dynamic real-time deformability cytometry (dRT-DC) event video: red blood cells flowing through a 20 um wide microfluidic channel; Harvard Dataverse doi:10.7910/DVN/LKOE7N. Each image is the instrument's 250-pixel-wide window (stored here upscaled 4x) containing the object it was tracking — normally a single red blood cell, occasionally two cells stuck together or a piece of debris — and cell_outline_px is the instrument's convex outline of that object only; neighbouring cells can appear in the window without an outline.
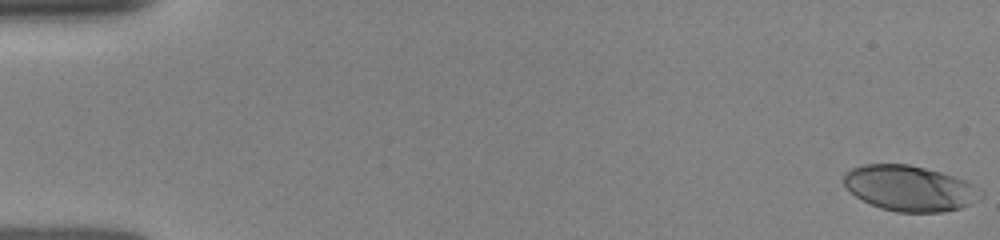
{"species": "human", "species_latin": "Homo sapiens", "temperature_condition": "room temperature", "stored_images_in_passage": 24, "camera_frame_rate_fps": 3000, "um_per_image_px": 0.085, "donor": {"sex": "female"}, "frame": {"image": 1, "passage_image": 1, "time_ms": 0.0, "image_size_px": [1000, 240], "cell_outline_px": [[984, 196], [960, 208], [944, 212], [896, 212], [880, 208], [856, 196], [844, 184], [844, 176], [852, 168], [864, 164], [908, 164], [940, 172], [964, 180], [984, 192]], "centroid_in_image_um": [77.34, 16.01], "position_along_channel_um": 7.7, "area_um2": 35.89}}